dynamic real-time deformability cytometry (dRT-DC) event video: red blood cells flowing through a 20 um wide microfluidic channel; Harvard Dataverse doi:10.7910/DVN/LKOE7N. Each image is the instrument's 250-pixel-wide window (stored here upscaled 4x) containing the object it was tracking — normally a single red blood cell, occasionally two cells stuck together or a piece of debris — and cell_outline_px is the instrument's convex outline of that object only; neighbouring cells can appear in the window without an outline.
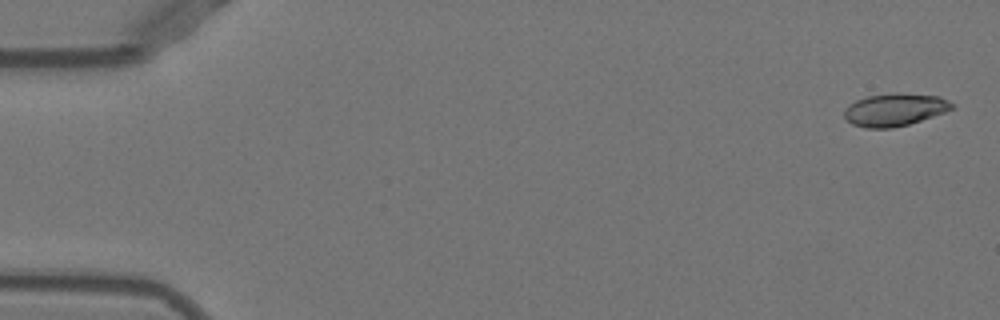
{"species": "Egyptian fruit bat (a non-hibernating species)", "species_latin": "Rousettus aegyptiacus", "temperature_condition": "warm", "stored_images_in_passage": 51, "camera_frame_rate_fps": 3000, "um_per_image_px": 0.085, "animal": {"sex": "female"}, "frame": {"image": 1, "passage_image": 1, "time_ms": 0.0, "image_size_px": [1000, 320], "cell_outline_px": [[956, 108], [908, 124], [892, 128], [864, 128], [852, 124], [844, 116], [844, 108], [848, 104], [856, 100], [868, 96], [896, 92], [940, 96], [956, 104]], "centroid_in_image_um": [76.06, 9.31], "position_along_channel_um": 8.9, "area_um2": 20.63}}
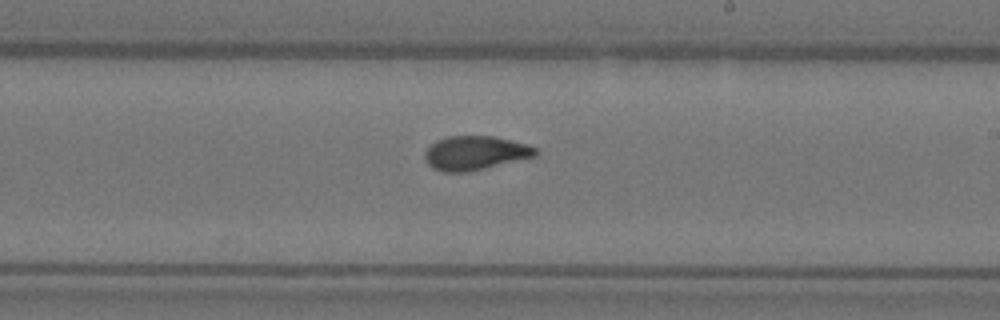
{"frame": {"image": 2, "passage_image": 30, "time_ms": 9.667, "image_size_px": [1000, 320], "cell_outline_px": [[536, 156], [468, 172], [444, 172], [432, 168], [424, 160], [424, 152], [428, 144], [436, 140], [448, 136], [492, 136], [528, 144], [536, 148]], "centroid_in_image_um": [40.32, 13.0], "position_along_channel_um": 248.7, "area_um2": 22.08}}
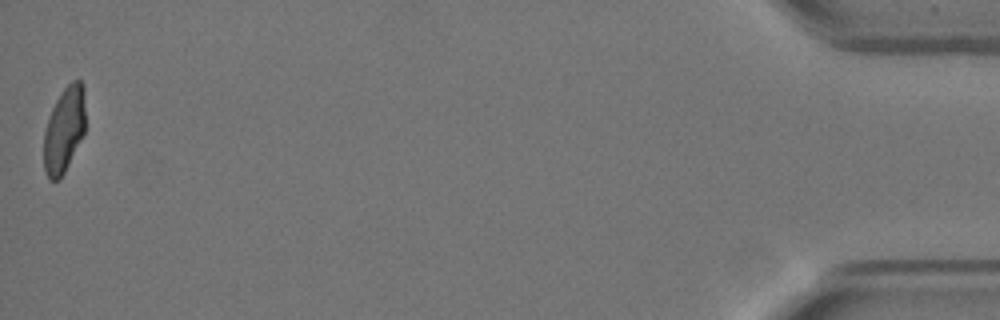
{"frame": {"image": 3, "passage_image": 51, "time_ms": 16.667, "image_size_px": [1000, 320], "cell_outline_px": [[84, 132], [60, 180], [48, 180], [44, 168], [44, 132], [52, 108], [60, 92], [72, 80], [80, 80], [84, 84]], "centroid_in_image_um": [5.44, 11.01], "position_along_channel_um": 429.8, "area_um2": 20.52}, "authors_computed_cell_mechanics": {"area_um2": 21.7328, "velocity_mm_per_s": 3.9273, "shape_relaxation_time_tau1_ms": 5.6094, "shape_relaxation_time_tau2_ms": 0.8717, "deformation_change_tau1": 0.2013, "deformation_change_tau2": 0.047}}